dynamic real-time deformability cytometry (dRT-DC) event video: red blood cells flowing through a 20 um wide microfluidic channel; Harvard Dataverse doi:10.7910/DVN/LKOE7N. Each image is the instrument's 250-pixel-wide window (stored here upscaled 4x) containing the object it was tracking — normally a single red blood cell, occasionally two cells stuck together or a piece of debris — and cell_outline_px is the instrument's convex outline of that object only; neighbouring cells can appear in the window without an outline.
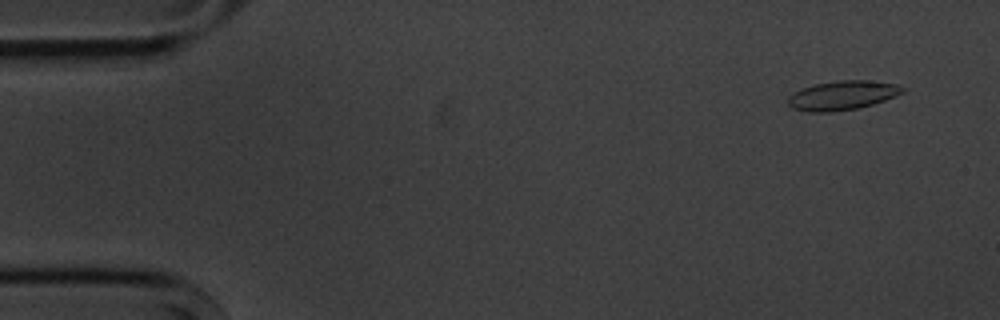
{"species": "common noctule bat (a hibernating species)", "species_latin": "Nyctalus noctula", "temperature_condition": "cold", "stored_images_in_passage": 7, "camera_frame_rate_fps": 3000, "um_per_image_px": 0.085, "animal": {"sex": "male", "body_mass_g": 20.1, "forearm_length_mm": 53.5}, "frame": {"image": 1, "passage_image": 1, "time_ms": 0.0, "image_size_px": [1000, 320], "cell_outline_px": [[904, 92], [896, 96], [872, 104], [856, 108], [828, 112], [804, 112], [792, 108], [788, 104], [788, 96], [804, 88], [816, 84], [836, 80], [864, 80], [896, 84], [904, 88]], "centroid_in_image_um": [71.58, 8.11], "position_along_channel_um": 13.4, "area_um2": 19.25}}
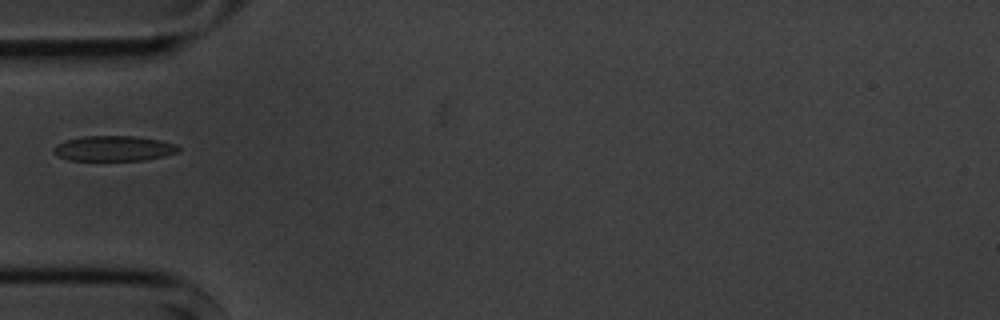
{"frame": {"image": 2, "passage_image": 5, "time_ms": 4.667, "image_size_px": [1000, 320], "cell_outline_px": [[180, 148], [176, 152], [164, 156], [144, 160], [68, 160], [56, 156], [52, 152], [52, 148], [56, 144], [64, 140], [84, 136], [132, 136], [160, 140], [176, 144]], "centroid_in_image_um": [9.6, 12.61], "position_along_channel_um": 75.4, "area_um2": 18.44}}
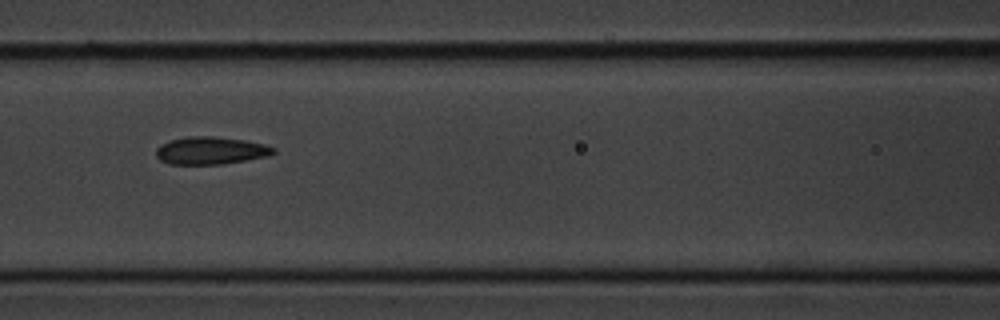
{"frame": {"image": 3, "passage_image": 7, "time_ms": 6.667, "image_size_px": [1000, 320], "cell_outline_px": [[276, 152], [268, 156], [220, 164], [168, 164], [160, 160], [156, 156], [156, 148], [160, 144], [168, 140], [188, 136], [216, 136], [244, 140], [264, 144], [276, 148]], "centroid_in_image_um": [17.88, 12.79], "position_along_channel_um": 148.7, "area_um2": 18.96}}